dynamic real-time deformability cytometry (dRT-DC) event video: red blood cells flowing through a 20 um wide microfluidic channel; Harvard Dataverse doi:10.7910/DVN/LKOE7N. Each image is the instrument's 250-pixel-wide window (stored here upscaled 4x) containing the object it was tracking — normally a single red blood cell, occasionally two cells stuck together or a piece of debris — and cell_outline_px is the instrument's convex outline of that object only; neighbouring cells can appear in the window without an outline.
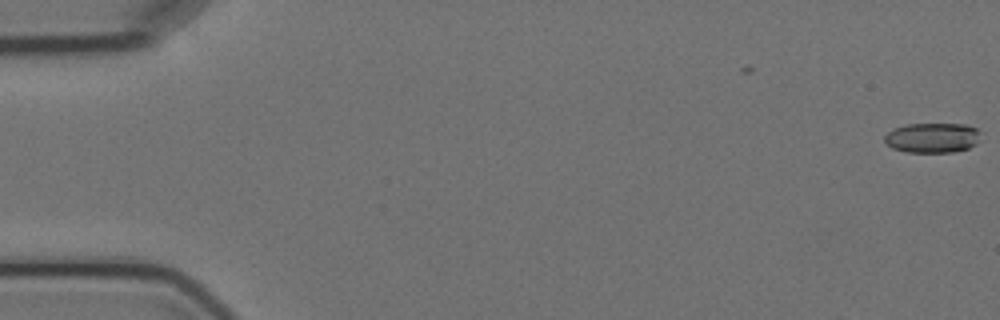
{"species": "Egyptian fruit bat (a non-hibernating species)", "species_latin": "Rousettus aegyptiacus", "temperature_condition": "cold", "stored_images_in_passage": 7, "segment_of_instrument_passage": [1, 2], "camera_frame_rate_fps": 3000, "um_per_image_px": 0.085, "animal": {"sex": "female"}, "frame": {"image": 1, "passage_image": 1, "time_ms": 0.0, "image_size_px": [1000, 320], "cell_outline_px": [[984, 132], [976, 144], [968, 148], [952, 152], [908, 152], [892, 148], [884, 140], [884, 136], [892, 128], [908, 124], [968, 124]], "centroid_in_image_um": [79.3, 11.7], "position_along_channel_um": 5.7, "area_um2": 16.99}}
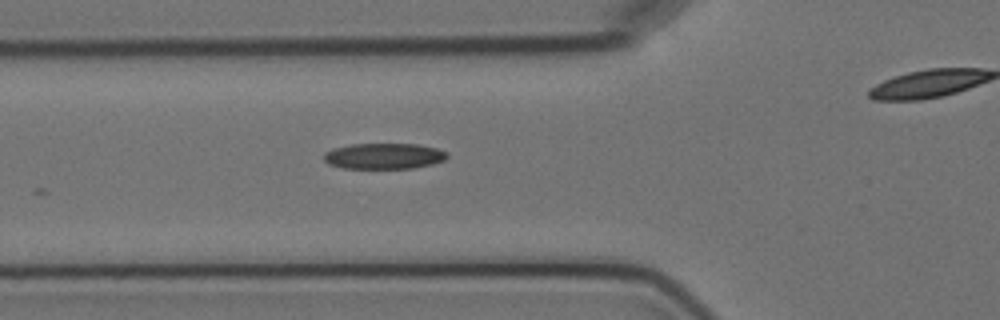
{"frame": {"image": 2, "passage_image": 6, "time_ms": 6.667, "image_size_px": [1000, 320], "cell_outline_px": [[448, 156], [444, 160], [432, 164], [412, 168], [344, 168], [328, 164], [324, 160], [324, 152], [332, 148], [352, 144], [416, 144], [436, 148], [444, 152]], "centroid_in_image_um": [32.59, 13.26], "position_along_channel_um": 93.2, "area_um2": 18.44}}